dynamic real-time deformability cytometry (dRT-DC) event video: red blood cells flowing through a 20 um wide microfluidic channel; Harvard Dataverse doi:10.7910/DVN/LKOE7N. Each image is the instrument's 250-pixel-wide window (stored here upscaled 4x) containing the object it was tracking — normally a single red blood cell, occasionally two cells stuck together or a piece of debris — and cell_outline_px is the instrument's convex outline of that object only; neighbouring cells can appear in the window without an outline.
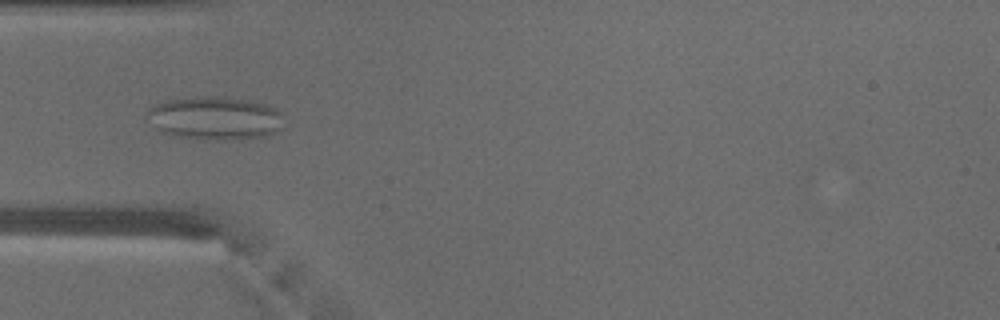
{"species": "common noctule bat (a hibernating species)", "species_latin": "Nyctalus noctula", "temperature_condition": "warm", "stored_images_in_passage": 48, "camera_frame_rate_fps": 3000, "um_per_image_px": 0.085, "animal": {"sex": "male", "body_mass_g": 18.8}, "frame": {"image": 1, "passage_image": 14, "time_ms": 4.333, "image_size_px": [1000, 320], "cell_outline_px": [[284, 128], [276, 132], [264, 136], [232, 140], [216, 140], [172, 136], [160, 132], [144, 116], [144, 112], [152, 104], [164, 100], [196, 96], [224, 96], [248, 100], [268, 104], [276, 108], [280, 112]], "centroid_in_image_um": [18.22, 10.03], "position_along_channel_um": 66.8, "area_um2": 35.37}}
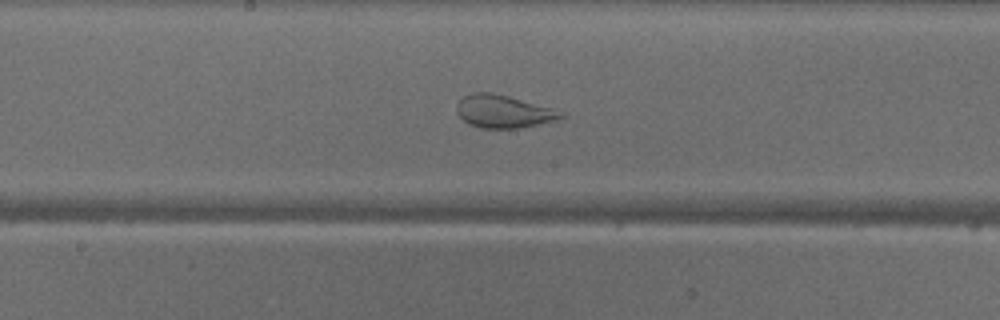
{"frame": {"image": 2, "passage_image": 24, "time_ms": 7.667, "image_size_px": [1000, 320], "cell_outline_px": [[564, 116], [556, 120], [516, 128], [480, 128], [468, 124], [456, 112], [456, 104], [464, 96], [472, 92], [492, 92], [508, 96], [564, 112]], "centroid_in_image_um": [42.73, 9.47], "position_along_channel_um": 205.5, "area_um2": 19.65}}
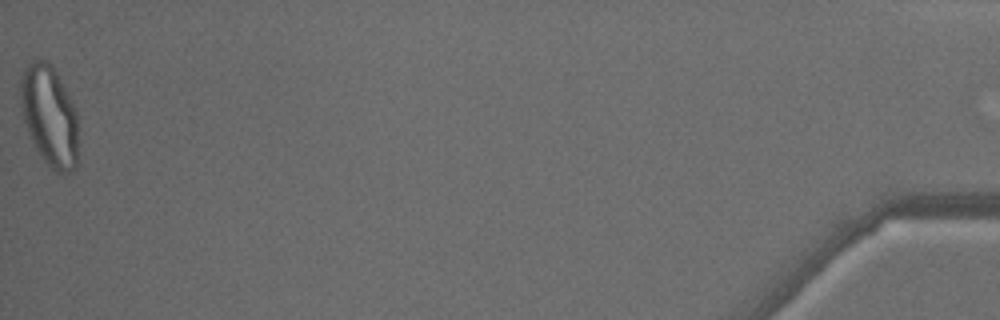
{"frame": {"image": 3, "passage_image": 48, "time_ms": 15.667, "image_size_px": [1000, 320], "cell_outline_px": [[76, 168], [72, 172], [56, 172], [40, 156], [28, 132], [24, 120], [20, 100], [20, 76], [24, 68], [32, 60], [44, 60], [52, 64], [68, 92], [76, 112]], "centroid_in_image_um": [4.18, 9.8], "position_along_channel_um": 431.0, "area_um2": 33.58}, "authors_computed_cell_mechanics": {"area_um2": 29.2179, "velocity_mm_per_s": 4.1212, "shape_relaxation_time_tau1_ms": null, "shape_relaxation_time_tau2_ms": 0.8679, "deformation_change_tau1": null, "deformation_change_tau2": 0.0748}}